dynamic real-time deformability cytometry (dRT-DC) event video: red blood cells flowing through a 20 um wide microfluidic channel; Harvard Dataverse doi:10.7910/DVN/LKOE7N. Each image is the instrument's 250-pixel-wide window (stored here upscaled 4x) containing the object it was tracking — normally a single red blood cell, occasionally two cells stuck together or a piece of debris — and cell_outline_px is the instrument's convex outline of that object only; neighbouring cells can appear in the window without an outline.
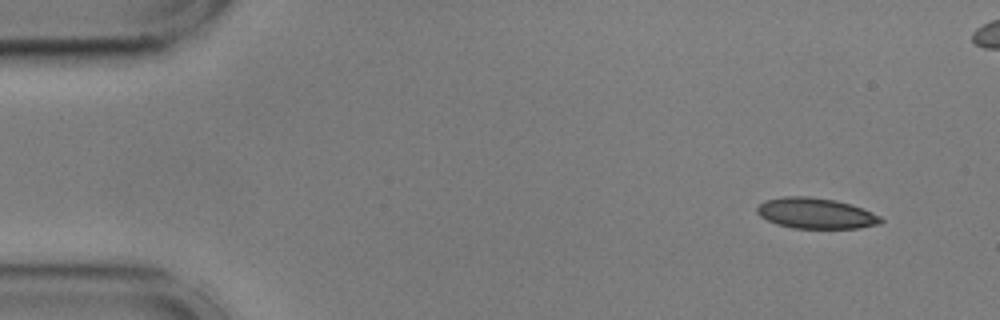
{"species": "common noctule bat (a hibernating species)", "species_latin": "Nyctalus noctula", "temperature_condition": "cold", "stored_images_in_passage": 4, "camera_frame_rate_fps": 3000, "um_per_image_px": 0.085, "animal": {"sex": "male", "body_mass_g": 17.9, "forearm_length_mm": 54.2}, "frame": {"image": 1, "passage_image": 1, "time_ms": 0.0, "image_size_px": [1000, 320], "cell_outline_px": [[884, 220], [880, 224], [860, 228], [792, 228], [776, 224], [760, 216], [756, 212], [756, 208], [764, 200], [784, 196], [808, 196], [836, 200], [852, 204], [872, 212], [880, 216]], "centroid_in_image_um": [69.35, 18.13], "position_along_channel_um": 15.7, "area_um2": 22.31}}